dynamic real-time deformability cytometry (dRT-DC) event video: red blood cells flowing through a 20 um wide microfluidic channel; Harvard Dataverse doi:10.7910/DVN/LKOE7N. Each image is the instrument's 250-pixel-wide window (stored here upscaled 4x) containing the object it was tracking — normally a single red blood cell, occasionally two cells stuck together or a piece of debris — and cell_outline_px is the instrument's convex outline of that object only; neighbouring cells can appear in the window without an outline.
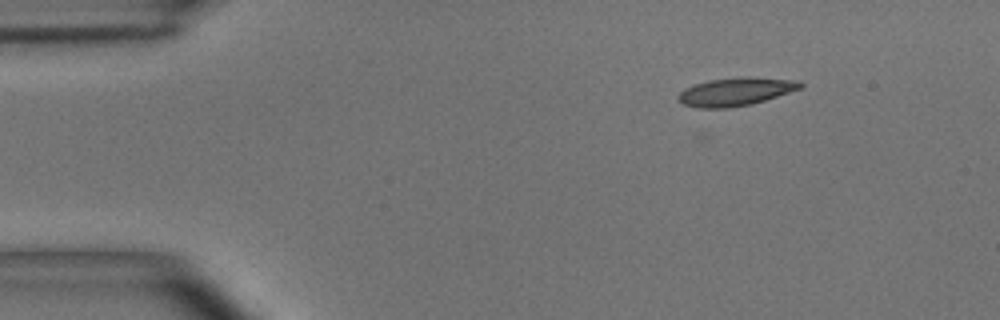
{"species": "common noctule bat (a hibernating species)", "species_latin": "Nyctalus noctula", "temperature_condition": "room temperature", "stored_images_in_passage": 48, "camera_frame_rate_fps": 3000, "um_per_image_px": 0.085, "animal": {"sex": "male", "body_mass_g": 15.6}, "frame": {"image": 1, "passage_image": 1, "time_ms": 0.0, "image_size_px": [1000, 320], "cell_outline_px": [[804, 84], [800, 88], [752, 104], [728, 108], [696, 108], [684, 104], [676, 96], [684, 88], [708, 80], [748, 76], [800, 80]], "centroid_in_image_um": [62.52, 7.78], "position_along_channel_um": 22.5, "area_um2": 20.0}}
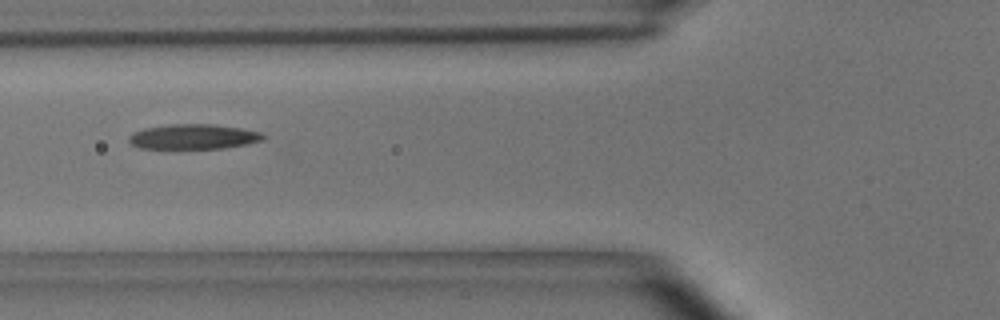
{"frame": {"image": 2, "passage_image": 14, "time_ms": 4.333, "image_size_px": [1000, 320], "cell_outline_px": [[268, 136], [264, 140], [248, 144], [224, 148], [136, 148], [128, 140], [128, 136], [132, 132], [144, 128], [172, 124], [212, 124], [240, 128], [260, 132]], "centroid_in_image_um": [16.45, 11.62], "position_along_channel_um": 109.3, "area_um2": 19.65}}
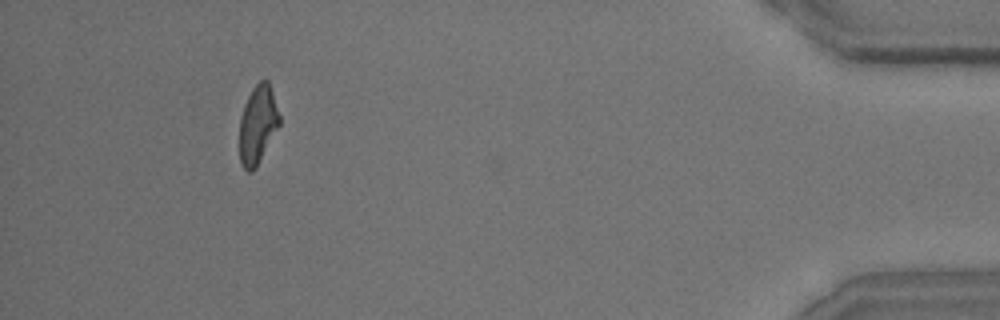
{"frame": {"image": 3, "passage_image": 44, "time_ms": 14.333, "image_size_px": [1000, 320], "cell_outline_px": [[280, 124], [256, 168], [252, 172], [248, 172], [240, 164], [240, 116], [244, 104], [252, 88], [260, 80], [268, 80], [280, 116]], "centroid_in_image_um": [21.9, 10.6], "position_along_channel_um": 413.3, "area_um2": 18.21}, "authors_computed_cell_mechanics": {"area_um2": 19.5942, "velocity_mm_per_s": 3.6652, "shape_relaxation_time_tau1_ms": 6.0405, "shape_relaxation_time_tau2_ms": 3.958, "deformation_change_tau1": 0.1906, "deformation_change_tau2": 0.1394}}